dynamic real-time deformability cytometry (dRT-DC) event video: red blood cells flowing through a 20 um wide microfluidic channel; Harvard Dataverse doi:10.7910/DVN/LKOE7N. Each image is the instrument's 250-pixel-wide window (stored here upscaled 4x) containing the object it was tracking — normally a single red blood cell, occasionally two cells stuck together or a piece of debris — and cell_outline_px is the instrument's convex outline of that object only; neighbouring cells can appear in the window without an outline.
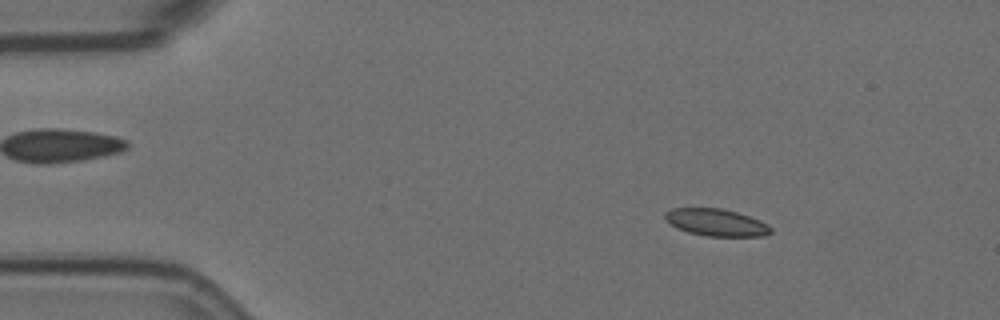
{"species": "Egyptian fruit bat (a non-hibernating species)", "species_latin": "Rousettus aegyptiacus", "temperature_condition": "room temperature", "stored_images_in_passage": 57, "camera_frame_rate_fps": 3000, "um_per_image_px": 0.085, "animal": {"sex": "female"}, "frame": {"image": 1, "passage_image": 8, "time_ms": 2.333, "image_size_px": [1000, 320], "cell_outline_px": [[772, 232], [768, 236], [708, 236], [688, 232], [676, 228], [668, 224], [664, 220], [664, 212], [672, 208], [720, 208], [736, 212], [760, 220], [768, 224], [772, 228]], "centroid_in_image_um": [60.85, 18.91], "position_along_channel_um": 24.1, "area_um2": 16.94}}
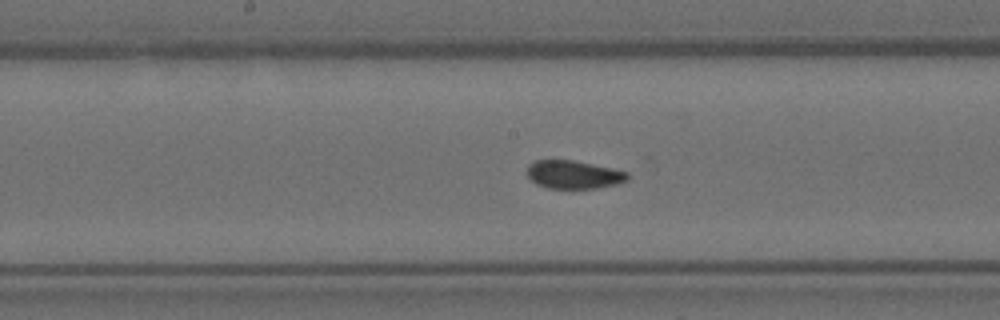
{"frame": {"image": 2, "passage_image": 29, "time_ms": 9.333, "image_size_px": [1000, 320], "cell_outline_px": [[628, 180], [616, 184], [596, 188], [548, 188], [536, 184], [524, 172], [528, 164], [536, 160], [572, 160], [612, 168], [628, 172]], "centroid_in_image_um": [48.72, 14.83], "position_along_channel_um": 199.5, "area_um2": 16.53}}
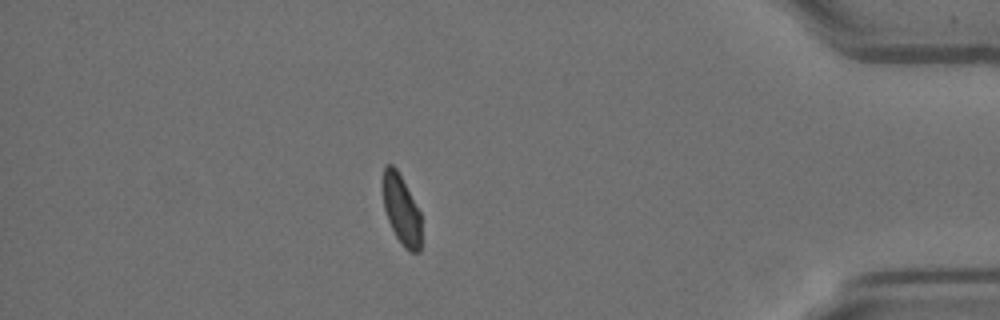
{"frame": {"image": 3, "passage_image": 50, "time_ms": 16.333, "image_size_px": [1000, 320], "cell_outline_px": [[420, 252], [412, 252], [404, 248], [396, 236], [388, 220], [384, 208], [384, 168], [388, 164], [392, 164], [396, 168], [420, 212]], "centroid_in_image_um": [34.13, 17.86], "position_along_channel_um": 401.1, "area_um2": 15.09}, "authors_computed_cell_mechanics": {"area_um2": 17.051, "velocity_mm_per_s": 3.4865, "shape_relaxation_time_tau1_ms": 9.0856, "shape_relaxation_time_tau2_ms": null, "deformation_change_tau1": 0.1216, "deformation_change_tau2": null}}